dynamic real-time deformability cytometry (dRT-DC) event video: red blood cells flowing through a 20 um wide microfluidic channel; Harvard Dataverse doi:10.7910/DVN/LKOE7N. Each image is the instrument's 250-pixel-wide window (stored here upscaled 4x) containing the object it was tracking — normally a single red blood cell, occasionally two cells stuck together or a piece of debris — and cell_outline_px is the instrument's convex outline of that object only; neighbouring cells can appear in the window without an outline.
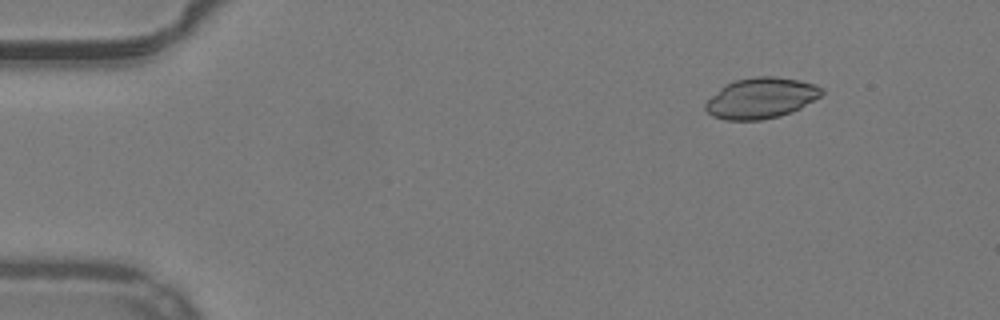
{"species": "common noctule bat (a hibernating species)", "species_latin": "Nyctalus noctula", "temperature_condition": "warm", "stored_images_in_passage": 4, "segment_of_instrument_passage": [2, 2], "camera_frame_rate_fps": 3000, "um_per_image_px": 0.085, "animal": {"sex": "male", "body_mass_g": 19.2, "forearm_length_mm": 51.8}, "frame": {"image": 1, "passage_image": 4, "time_ms": 1.0, "image_size_px": [1000, 320], "cell_outline_px": [[824, 92], [820, 96], [800, 108], [792, 112], [780, 116], [760, 120], [724, 120], [712, 116], [704, 108], [704, 104], [724, 84], [736, 80], [756, 76], [776, 76], [800, 80], [816, 84], [824, 88]], "centroid_in_image_um": [64.7, 8.33], "position_along_channel_um": 20.3, "area_um2": 27.74}}